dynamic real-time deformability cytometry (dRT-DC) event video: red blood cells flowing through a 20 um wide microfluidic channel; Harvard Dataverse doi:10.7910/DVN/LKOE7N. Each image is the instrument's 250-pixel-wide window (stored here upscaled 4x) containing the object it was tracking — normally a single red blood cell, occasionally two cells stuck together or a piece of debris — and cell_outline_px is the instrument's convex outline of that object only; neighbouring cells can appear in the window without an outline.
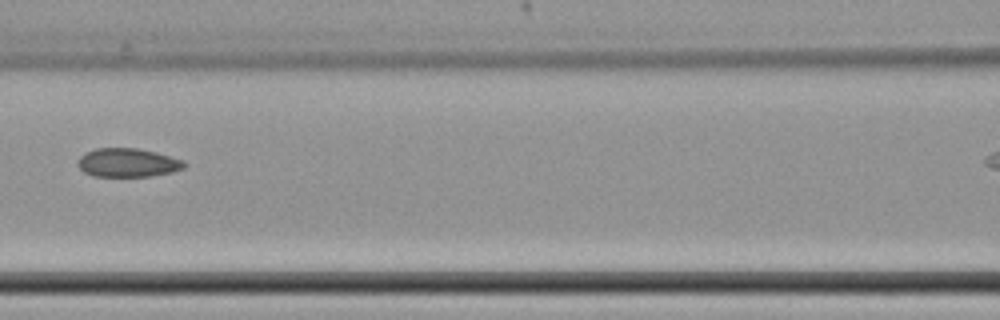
{"species": "common noctule bat (a hibernating species)", "species_latin": "Nyctalus noctula", "temperature_condition": "cold", "stored_images_in_passage": 9, "segment_of_instrument_passage": [1, 2], "camera_frame_rate_fps": 3000, "um_per_image_px": 0.085, "animal": {"sex": "female", "body_mass_g": 22.7, "forearm_length_mm": 54.2}, "frame": {"image": 1, "passage_image": 7, "time_ms": 2.0, "image_size_px": [1000, 320], "cell_outline_px": [[188, 164], [184, 168], [172, 172], [152, 176], [92, 176], [84, 172], [76, 164], [76, 160], [80, 156], [96, 148], [136, 148], [156, 152], [184, 160]], "centroid_in_image_um": [10.86, 13.83], "position_along_channel_um": 155.7, "area_um2": 17.92}}
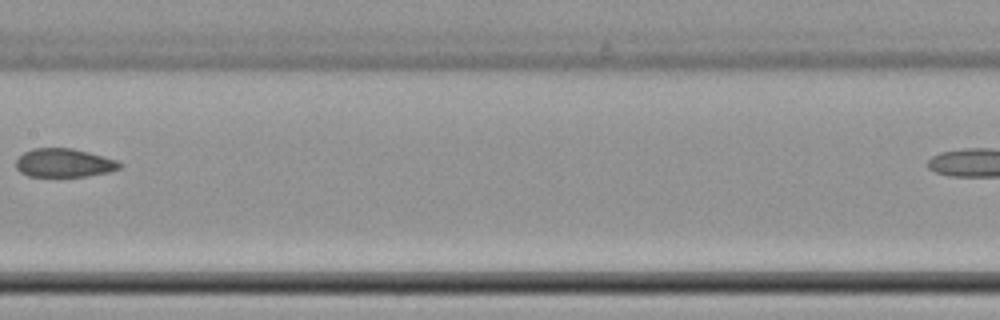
{"frame": {"image": 2, "passage_image": 8, "time_ms": 2.333, "image_size_px": [1000, 320], "cell_outline_px": [[124, 164], [120, 168], [108, 172], [88, 176], [28, 176], [20, 172], [16, 168], [16, 160], [24, 152], [32, 148], [72, 148], [88, 152], [116, 160]], "centroid_in_image_um": [5.44, 13.84], "position_along_channel_um": 202.0, "area_um2": 17.22}}